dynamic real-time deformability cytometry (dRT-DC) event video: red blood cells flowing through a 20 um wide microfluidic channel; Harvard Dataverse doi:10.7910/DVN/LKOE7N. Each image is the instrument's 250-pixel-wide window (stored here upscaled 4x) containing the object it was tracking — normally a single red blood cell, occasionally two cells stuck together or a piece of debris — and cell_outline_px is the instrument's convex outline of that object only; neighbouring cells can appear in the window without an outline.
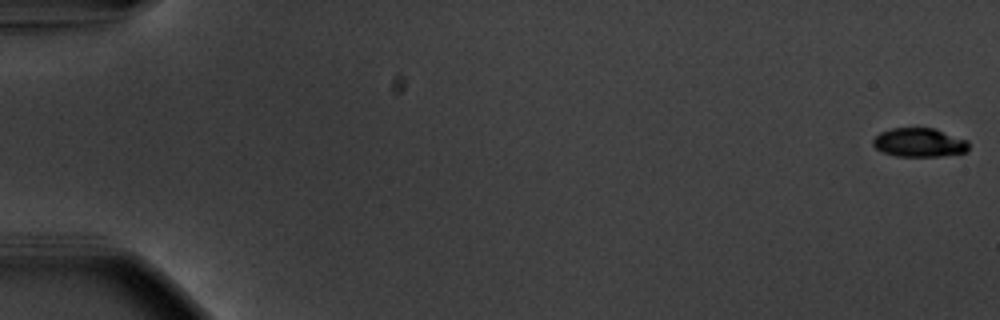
{"species": "common noctule bat (a hibernating species)", "species_latin": "Nyctalus noctula", "temperature_condition": "warm", "stored_images_in_passage": 56, "camera_frame_rate_fps": 3000, "um_per_image_px": 0.085, "animal": {"sex": "male", "body_mass_g": 20.1, "forearm_length_mm": 53.5}, "frame": {"image": 1, "passage_image": 1, "time_ms": 0.0, "image_size_px": [1000, 320], "cell_outline_px": [[968, 152], [940, 156], [896, 156], [884, 152], [876, 148], [872, 144], [872, 140], [880, 132], [892, 128], [932, 128], [968, 140]], "centroid_in_image_um": [78.14, 12.12], "position_along_channel_um": 6.9, "area_um2": 16.01}}
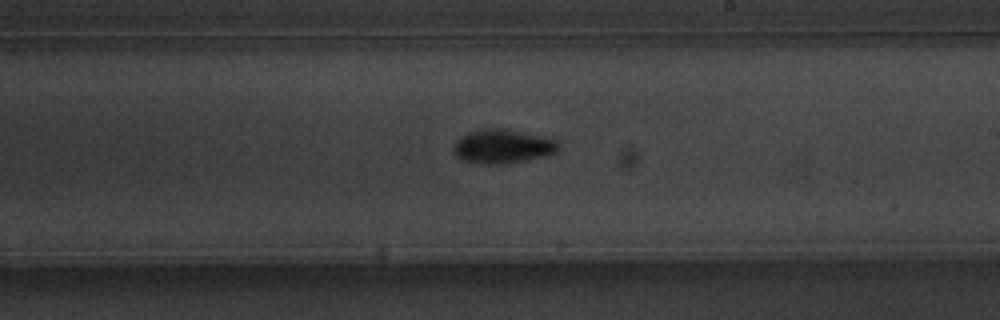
{"frame": {"image": 2, "passage_image": 34, "time_ms": 11.0, "image_size_px": [1000, 320], "cell_outline_px": [[560, 148], [556, 152], [548, 156], [508, 164], [484, 164], [464, 160], [456, 156], [452, 148], [456, 140], [460, 136], [468, 132], [488, 128], [504, 128], [556, 140], [560, 144]], "centroid_in_image_um": [42.73, 12.45], "position_along_channel_um": 246.3, "area_um2": 20.92}}
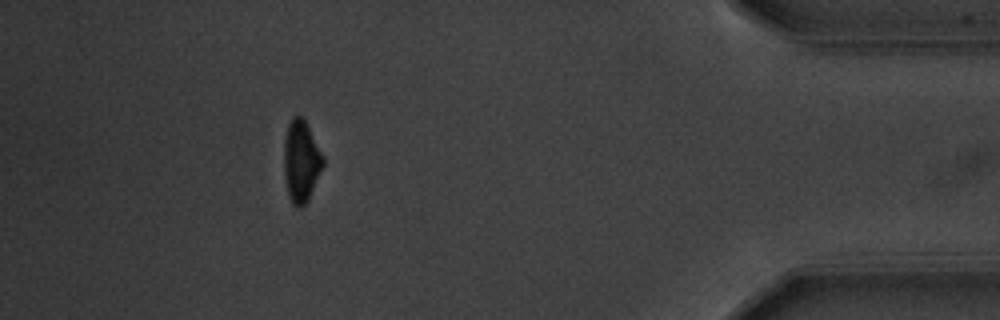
{"frame": {"image": 3, "passage_image": 51, "time_ms": 16.667, "image_size_px": [1000, 320], "cell_outline_px": [[324, 164], [308, 200], [300, 208], [296, 208], [292, 204], [288, 196], [284, 176], [284, 140], [288, 124], [292, 116], [300, 116], [304, 120], [324, 156]], "centroid_in_image_um": [25.58, 13.73], "position_along_channel_um": 409.6, "area_um2": 18.61}, "authors_computed_cell_mechanics": {"area_um2": 18.5538, "velocity_mm_per_s": 3.7121, "shape_relaxation_time_tau1_ms": 1.8435, "shape_relaxation_time_tau2_ms": 6.8023, "deformation_change_tau1": 0.1355, "deformation_change_tau2": 0.1006}}